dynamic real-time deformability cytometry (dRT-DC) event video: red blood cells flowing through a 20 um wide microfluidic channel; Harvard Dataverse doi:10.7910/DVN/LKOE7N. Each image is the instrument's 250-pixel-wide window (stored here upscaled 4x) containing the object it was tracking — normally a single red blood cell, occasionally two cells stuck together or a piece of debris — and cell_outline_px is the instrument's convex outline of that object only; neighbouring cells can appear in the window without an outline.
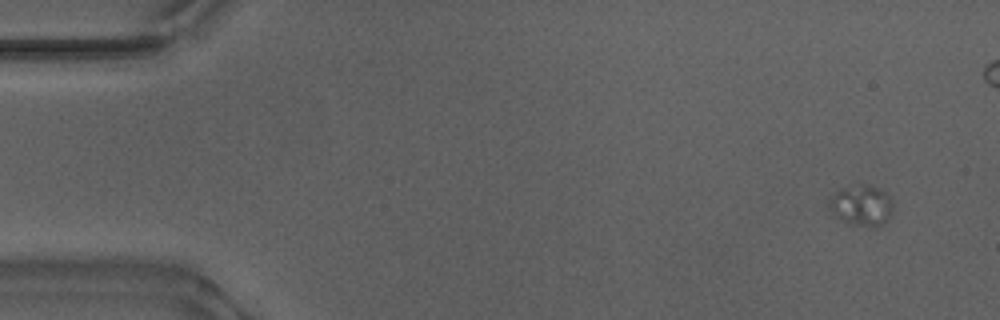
{"species": "Egyptian fruit bat (a non-hibernating species)", "species_latin": "Rousettus aegyptiacus", "temperature_condition": "warm", "stored_images_in_passage": 14, "camera_frame_rate_fps": 3000, "um_per_image_px": 0.085, "animal": {"sex": "male"}, "frame": {"image": 1, "passage_image": 1, "time_ms": 0.0, "image_size_px": [1000, 320], "cell_outline_px": [[892, 212], [888, 220], [876, 228], [868, 228], [848, 224], [836, 216], [828, 208], [828, 200], [840, 188], [852, 180], [856, 180], [876, 188], [884, 192], [888, 196], [892, 204]], "centroid_in_image_um": [73.18, 17.43], "position_along_channel_um": 11.8, "area_um2": 15.9}}